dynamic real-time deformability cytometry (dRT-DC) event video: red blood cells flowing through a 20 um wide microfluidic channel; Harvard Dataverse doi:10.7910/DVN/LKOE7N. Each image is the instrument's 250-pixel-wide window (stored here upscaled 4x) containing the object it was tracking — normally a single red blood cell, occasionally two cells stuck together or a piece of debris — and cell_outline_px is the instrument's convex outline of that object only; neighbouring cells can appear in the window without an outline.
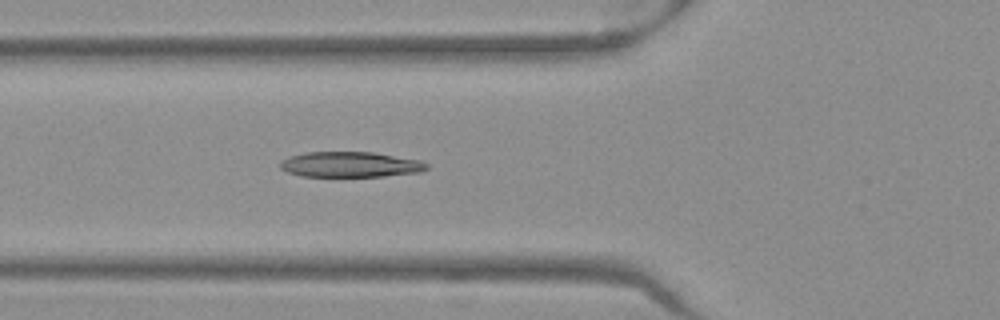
{"species": "Egyptian fruit bat (a non-hibernating species)", "species_latin": "Rousettus aegyptiacus", "temperature_condition": "warm", "stored_images_in_passage": 50, "camera_frame_rate_fps": 3000, "um_per_image_px": 0.085, "frame": {"image": 1, "passage_image": 18, "time_ms": 5.667, "image_size_px": [1000, 320], "cell_outline_px": [[428, 168], [420, 172], [384, 176], [300, 176], [288, 172], [280, 168], [280, 160], [288, 156], [308, 152], [372, 152], [420, 160], [428, 164]], "centroid_in_image_um": [29.75, 13.98], "position_along_channel_um": 96.0, "area_um2": 21.68}}
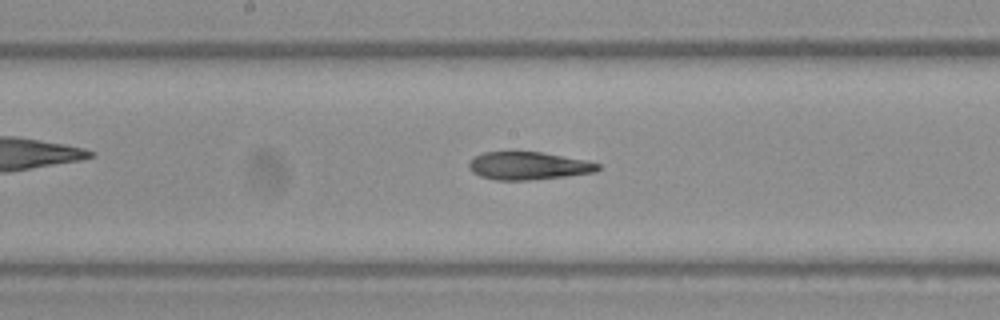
{"frame": {"image": 2, "passage_image": 26, "time_ms": 8.333, "image_size_px": [1000, 320], "cell_outline_px": [[600, 168], [596, 172], [568, 176], [528, 180], [496, 180], [480, 176], [472, 172], [468, 168], [468, 164], [476, 156], [484, 152], [540, 152], [588, 160], [600, 164]], "centroid_in_image_um": [44.94, 14.1], "position_along_channel_um": 203.3, "area_um2": 20.92}}
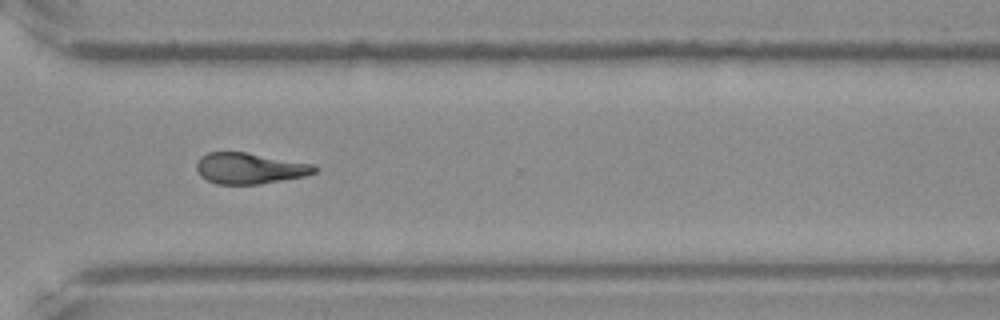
{"frame": {"image": 3, "passage_image": 37, "time_ms": 12.0, "image_size_px": [1000, 320], "cell_outline_px": [[320, 168], [316, 172], [304, 176], [260, 184], [216, 184], [200, 176], [196, 168], [196, 164], [200, 156], [208, 152], [248, 152], [316, 164]], "centroid_in_image_um": [21.25, 14.29], "position_along_channel_um": 349.3, "area_um2": 21.62}, "authors_computed_cell_mechanics": {"area_um2": 21.6172, "velocity_mm_per_s": 3.9935, "shape_relaxation_time_tau1_ms": null, "shape_relaxation_time_tau2_ms": 7.1609, "deformation_change_tau1": null, "deformation_change_tau2": 0.174}}